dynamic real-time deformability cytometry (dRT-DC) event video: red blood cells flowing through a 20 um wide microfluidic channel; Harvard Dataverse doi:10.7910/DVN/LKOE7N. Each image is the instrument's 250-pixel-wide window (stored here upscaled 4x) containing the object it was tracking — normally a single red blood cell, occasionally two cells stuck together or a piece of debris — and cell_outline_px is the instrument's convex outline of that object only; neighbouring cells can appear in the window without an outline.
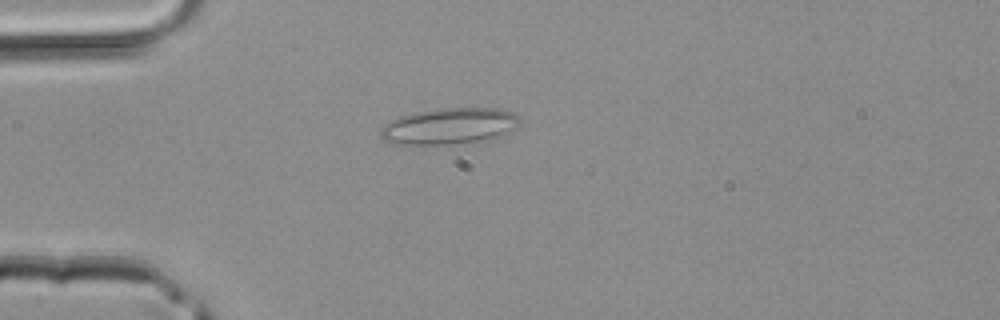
{"species": "common noctule bat (a hibernating species)", "species_latin": "Nyctalus noctula", "temperature_condition": "room temperature", "stored_images_in_passage": 32, "camera_frame_rate_fps": 3000, "um_per_image_px": 0.085, "animal": {"sex": "male", "body_mass_g": 20.4}, "frame": {"image": 1, "passage_image": 1, "time_ms": 0.0, "image_size_px": [1000, 320], "cell_outline_px": [[520, 124], [516, 128], [492, 140], [404, 148], [384, 140], [380, 136], [380, 128], [384, 124], [400, 116], [416, 112], [440, 108], [500, 108], [512, 112], [520, 116]], "centroid_in_image_um": [38.16, 10.76], "position_along_channel_um": 46.8, "area_um2": 30.52}}
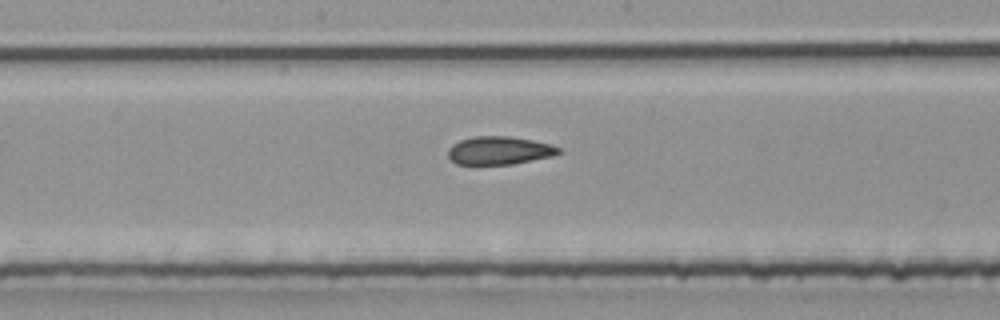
{"frame": {"image": 2, "passage_image": 12, "time_ms": 3.667, "image_size_px": [1000, 320], "cell_outline_px": [[560, 152], [552, 156], [512, 164], [456, 164], [448, 156], [448, 148], [452, 144], [460, 140], [472, 136], [508, 136], [532, 140], [552, 144], [560, 148]], "centroid_in_image_um": [42.42, 12.78], "position_along_channel_um": 205.8, "area_um2": 18.09}}
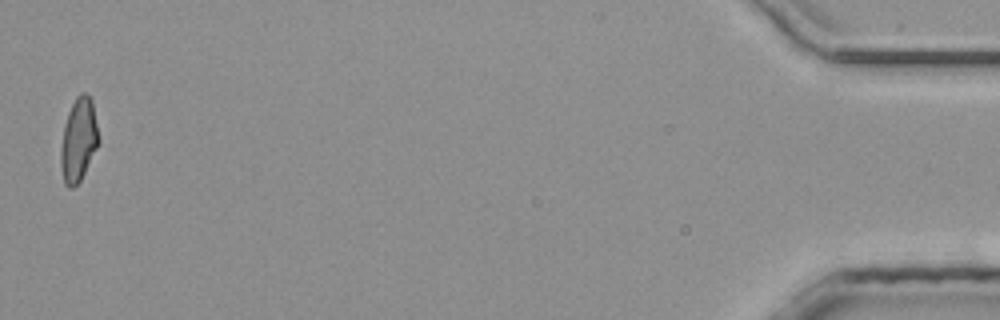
{"frame": {"image": 3, "passage_image": 32, "time_ms": 10.333, "image_size_px": [1000, 320], "cell_outline_px": [[100, 140], [80, 180], [72, 188], [68, 188], [64, 184], [60, 164], [60, 148], [64, 124], [68, 112], [76, 96], [80, 92], [84, 92], [92, 100]], "centroid_in_image_um": [6.66, 11.87], "position_along_channel_um": 428.5, "area_um2": 18.38}}